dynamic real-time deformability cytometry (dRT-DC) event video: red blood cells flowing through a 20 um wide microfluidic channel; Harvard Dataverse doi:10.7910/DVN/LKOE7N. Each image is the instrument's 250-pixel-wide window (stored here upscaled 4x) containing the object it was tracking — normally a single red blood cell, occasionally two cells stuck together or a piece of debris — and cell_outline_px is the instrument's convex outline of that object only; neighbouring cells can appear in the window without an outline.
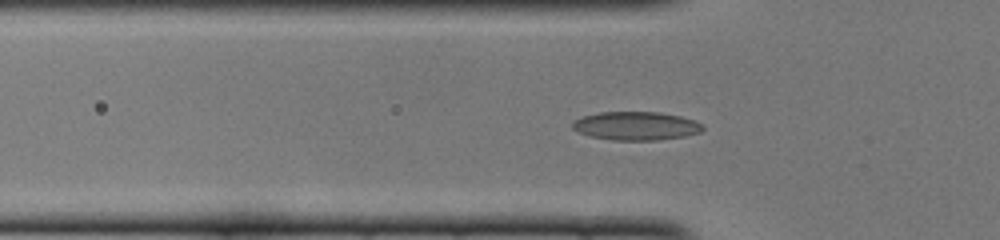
{"species": "common noctule bat (a hibernating species)", "species_latin": "Nyctalus noctula", "temperature_condition": "cold", "stored_images_in_passage": 41, "camera_frame_rate_fps": 3000, "um_per_image_px": 0.085, "animal": {"sex": "female", "body_mass_g": 22.0, "forearm_length_mm": 56.7}, "frame": {"image": 1, "passage_image": 16, "time_ms": 5.0, "image_size_px": [1000, 240], "cell_outline_px": [[704, 128], [700, 132], [684, 136], [656, 140], [612, 140], [588, 136], [572, 128], [572, 120], [584, 116], [600, 112], [660, 112], [680, 116], [704, 124]], "centroid_in_image_um": [54.04, 10.7], "position_along_channel_um": 71.8, "area_um2": 21.62}}
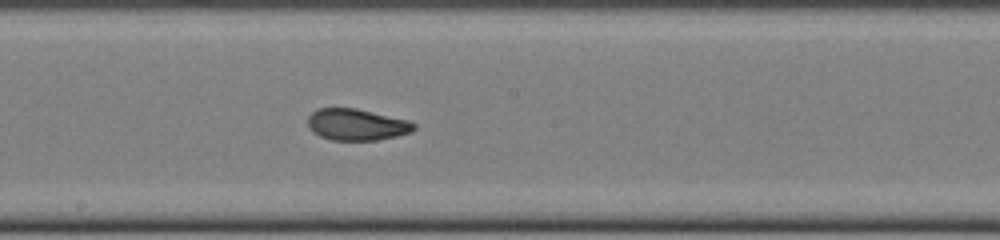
{"frame": {"image": 2, "passage_image": 27, "time_ms": 8.667, "image_size_px": [1000, 240], "cell_outline_px": [[416, 128], [412, 132], [396, 136], [376, 140], [332, 140], [320, 136], [312, 132], [308, 128], [308, 116], [312, 112], [320, 108], [356, 108], [408, 120], [416, 124]], "centroid_in_image_um": [30.31, 10.59], "position_along_channel_um": 217.9, "area_um2": 19.54}}
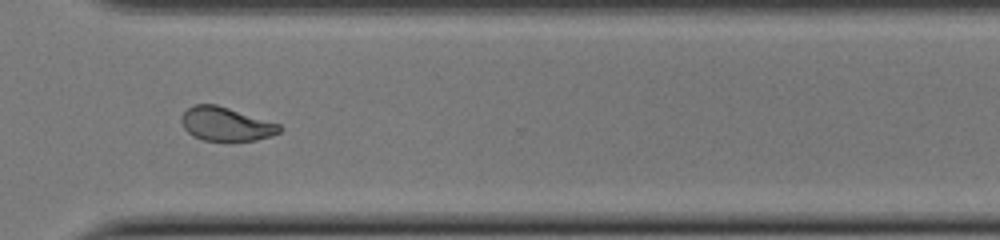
{"frame": {"image": 3, "passage_image": 37, "time_ms": 12.0, "image_size_px": [1000, 240], "cell_outline_px": [[284, 128], [280, 132], [272, 136], [256, 140], [204, 140], [192, 136], [184, 128], [180, 120], [180, 116], [192, 104], [216, 104], [280, 124]], "centroid_in_image_um": [19.2, 10.54], "position_along_channel_um": 351.4, "area_um2": 19.31}}